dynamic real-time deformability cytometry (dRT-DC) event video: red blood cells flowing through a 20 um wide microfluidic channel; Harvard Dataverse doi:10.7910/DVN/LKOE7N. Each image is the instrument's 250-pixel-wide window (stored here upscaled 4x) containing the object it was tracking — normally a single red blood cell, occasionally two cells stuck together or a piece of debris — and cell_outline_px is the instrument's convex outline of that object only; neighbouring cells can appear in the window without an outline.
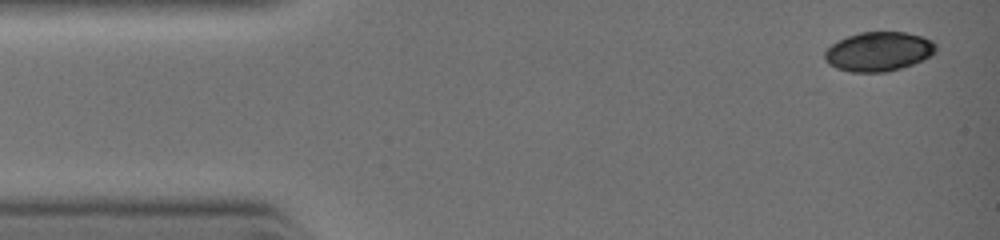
{"species": "common noctule bat (a hibernating species)", "species_latin": "Nyctalus noctula", "temperature_condition": "warm", "stored_images_in_passage": 6, "camera_frame_rate_fps": 3000, "um_per_image_px": 0.085, "animal": {"sex": "female", "body_mass_g": 19.0, "forearm_length_mm": 51.5}, "frame": {"image": 1, "passage_image": 1, "time_ms": 0.0, "image_size_px": [1000, 240], "cell_outline_px": [[936, 52], [924, 60], [900, 68], [884, 72], [852, 72], [836, 68], [828, 64], [824, 60], [824, 52], [832, 44], [848, 36], [860, 32], [904, 32], [920, 36], [932, 40], [936, 44]], "centroid_in_image_um": [74.68, 4.38], "position_along_channel_um": 10.3, "area_um2": 25.43}}